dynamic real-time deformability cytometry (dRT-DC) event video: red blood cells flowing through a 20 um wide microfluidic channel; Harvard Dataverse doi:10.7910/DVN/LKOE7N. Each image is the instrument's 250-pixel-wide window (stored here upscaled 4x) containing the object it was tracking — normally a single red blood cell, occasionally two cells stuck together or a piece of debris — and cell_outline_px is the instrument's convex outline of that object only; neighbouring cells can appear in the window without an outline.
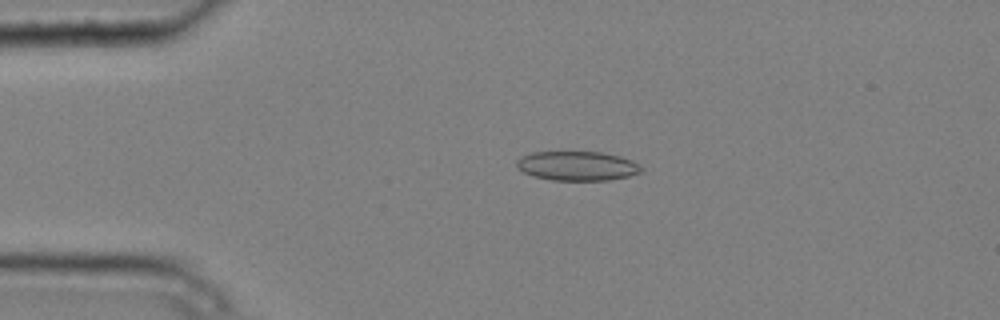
{"species": "common noctule bat (a hibernating species)", "species_latin": "Nyctalus noctula", "temperature_condition": "cold", "stored_images_in_passage": 3, "camera_frame_rate_fps": 3000, "um_per_image_px": 0.085, "animal": {"sex": "male", "body_mass_g": 20.4}, "frame": {"image": 1, "passage_image": 2, "time_ms": 0.333, "image_size_px": [1000, 320], "cell_outline_px": [[644, 172], [628, 176], [608, 180], [552, 180], [532, 176], [516, 168], [516, 160], [520, 156], [532, 152], [600, 152], [620, 156], [632, 160], [644, 168]], "centroid_in_image_um": [49.06, 14.1], "position_along_channel_um": 35.9, "area_um2": 21.5}}